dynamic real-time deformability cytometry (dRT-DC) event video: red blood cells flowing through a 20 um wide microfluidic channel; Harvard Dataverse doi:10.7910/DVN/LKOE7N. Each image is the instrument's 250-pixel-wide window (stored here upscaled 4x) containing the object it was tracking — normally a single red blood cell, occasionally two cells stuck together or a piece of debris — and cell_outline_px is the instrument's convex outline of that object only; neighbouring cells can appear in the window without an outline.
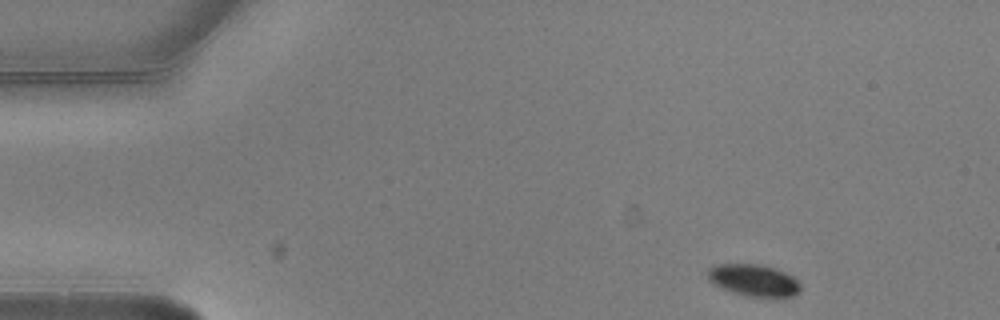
{"species": "common noctule bat (a hibernating species)", "species_latin": "Nyctalus noctula", "temperature_condition": "warm", "stored_images_in_passage": 7, "camera_frame_rate_fps": 3000, "um_per_image_px": 0.085, "animal": {"sex": "male", "body_mass_g": 20.5, "forearm_length_mm": 52.5}, "frame": {"image": 1, "passage_image": 1, "time_ms": 0.0, "image_size_px": [1000, 320], "cell_outline_px": [[800, 288], [792, 296], [744, 296], [732, 292], [712, 284], [708, 280], [708, 268], [716, 264], [756, 264], [776, 268], [792, 276], [800, 284]], "centroid_in_image_um": [64.0, 23.81], "position_along_channel_um": 21.0, "area_um2": 17.05}}
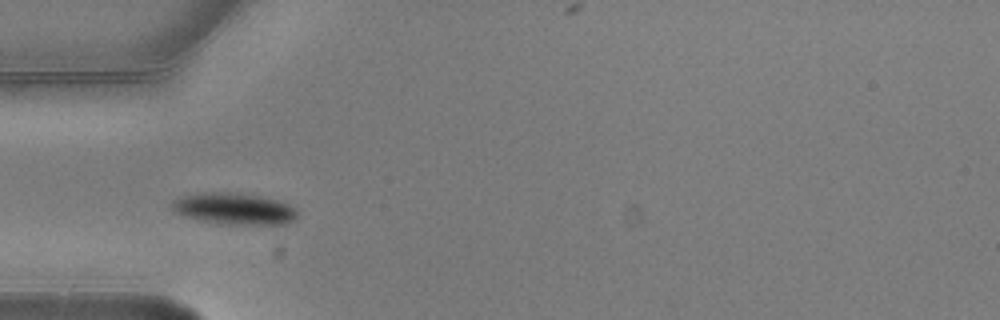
{"frame": {"image": 2, "passage_image": 4, "time_ms": 1.0, "image_size_px": [1000, 320], "cell_outline_px": [[300, 212], [296, 220], [288, 224], [220, 224], [200, 220], [184, 216], [172, 212], [168, 204], [184, 196], [196, 192], [240, 192], [260, 196], [276, 200], [288, 204], [296, 208]], "centroid_in_image_um": [19.91, 17.74], "position_along_channel_um": 65.1, "area_um2": 23.58}}
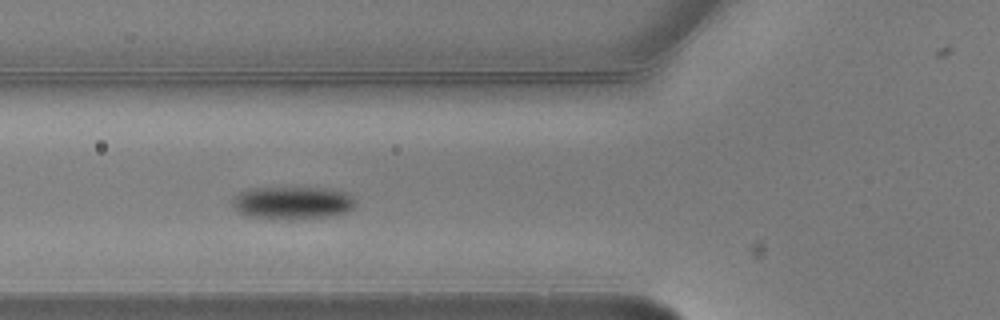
{"frame": {"image": 3, "passage_image": 5, "time_ms": 1.333, "image_size_px": [1000, 320], "cell_outline_px": [[356, 200], [352, 208], [344, 212], [328, 216], [288, 220], [272, 220], [248, 216], [240, 212], [232, 204], [232, 200], [240, 192], [256, 188], [316, 188], [344, 192], [352, 196]], "centroid_in_image_um": [24.83, 17.26], "position_along_channel_um": 101.0, "area_um2": 23.24}}